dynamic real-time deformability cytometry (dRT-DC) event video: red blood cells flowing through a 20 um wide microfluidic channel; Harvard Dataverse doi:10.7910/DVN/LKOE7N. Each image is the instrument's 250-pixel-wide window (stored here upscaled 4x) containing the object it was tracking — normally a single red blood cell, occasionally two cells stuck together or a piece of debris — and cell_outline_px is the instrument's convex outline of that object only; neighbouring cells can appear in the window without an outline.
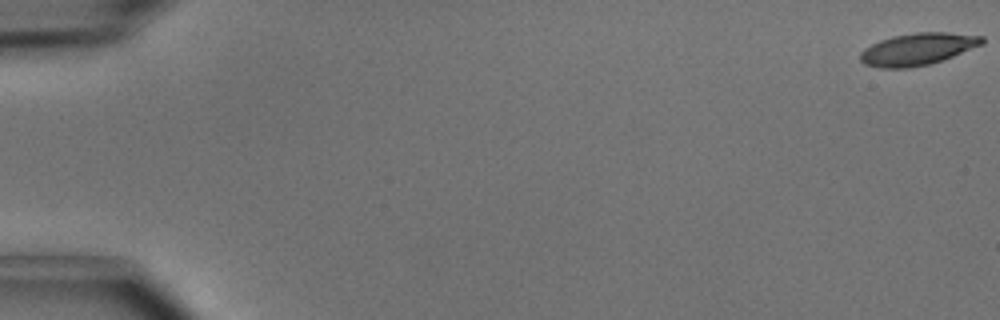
{"species": "common noctule bat (a hibernating species)", "species_latin": "Nyctalus noctula", "temperature_condition": "cold", "stored_images_in_passage": 48, "camera_frame_rate_fps": 3000, "um_per_image_px": 0.085, "animal": {"sex": "male", "body_mass_g": 15.6}, "frame": {"image": 1, "passage_image": 1, "time_ms": 0.0, "image_size_px": [1000, 320], "cell_outline_px": [[984, 44], [952, 56], [928, 64], [908, 68], [880, 68], [864, 64], [860, 60], [860, 52], [864, 48], [880, 40], [892, 36], [916, 32], [948, 32], [984, 36]], "centroid_in_image_um": [77.99, 4.16], "position_along_channel_um": 7.0, "area_um2": 22.72}}
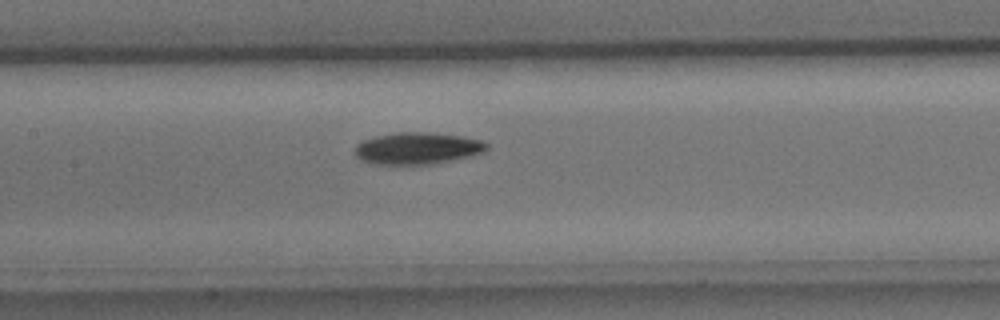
{"frame": {"image": 2, "passage_image": 25, "time_ms": 8.0, "image_size_px": [1000, 320], "cell_outline_px": [[488, 148], [484, 152], [452, 160], [432, 164], [372, 164], [360, 160], [352, 152], [356, 144], [364, 140], [376, 136], [396, 132], [432, 132], [464, 136], [484, 140], [488, 144]], "centroid_in_image_um": [35.47, 12.6], "position_along_channel_um": 171.9, "area_um2": 24.8}}
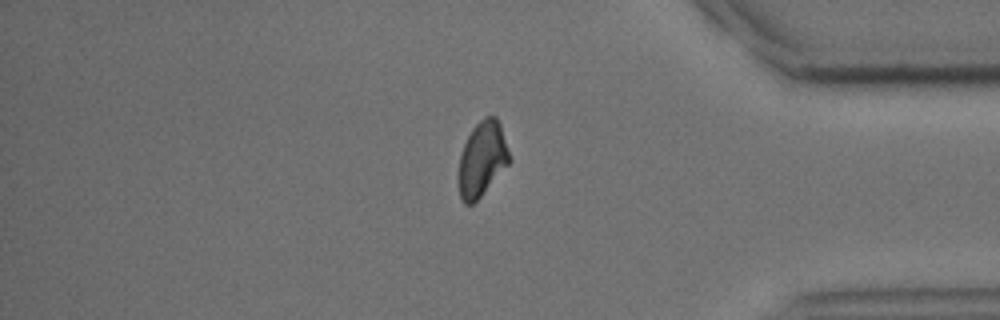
{"frame": {"image": 3, "passage_image": 43, "time_ms": 14.0, "image_size_px": [1000, 320], "cell_outline_px": [[512, 160], [480, 196], [472, 204], [464, 204], [460, 196], [456, 180], [456, 176], [460, 152], [472, 128], [484, 116], [496, 116], [500, 124]], "centroid_in_image_um": [40.94, 13.52], "position_along_channel_um": 394.3, "area_um2": 22.43}, "authors_computed_cell_mechanics": {"area_um2": 23.0333, "velocity_mm_per_s": 4.0638, "shape_relaxation_time_tau1_ms": 3.6399, "shape_relaxation_time_tau2_ms": null, "deformation_change_tau1": 0.1393, "deformation_change_tau2": null}}